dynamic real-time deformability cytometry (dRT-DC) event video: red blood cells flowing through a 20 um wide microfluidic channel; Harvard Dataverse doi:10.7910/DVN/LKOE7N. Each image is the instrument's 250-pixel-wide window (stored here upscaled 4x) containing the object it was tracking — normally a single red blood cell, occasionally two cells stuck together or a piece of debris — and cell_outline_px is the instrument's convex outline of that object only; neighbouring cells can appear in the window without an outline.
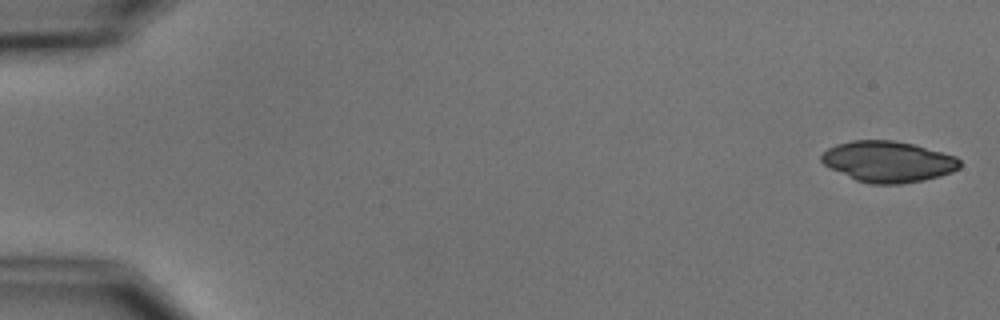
{"species": "common noctule bat (a hibernating species)", "species_latin": "Nyctalus noctula", "temperature_condition": "cold", "stored_images_in_passage": 5, "camera_frame_rate_fps": 3000, "um_per_image_px": 0.085, "animal": {"sex": "male", "body_mass_g": 15.6}, "frame": {"image": 1, "passage_image": 1, "time_ms": 0.0, "image_size_px": [1000, 320], "cell_outline_px": [[960, 168], [952, 172], [940, 176], [924, 180], [900, 184], [872, 184], [856, 180], [828, 168], [820, 160], [820, 156], [828, 148], [836, 144], [852, 140], [892, 140], [912, 144], [956, 156], [960, 160]], "centroid_in_image_um": [75.47, 13.74], "position_along_channel_um": 9.5, "area_um2": 33.12}}